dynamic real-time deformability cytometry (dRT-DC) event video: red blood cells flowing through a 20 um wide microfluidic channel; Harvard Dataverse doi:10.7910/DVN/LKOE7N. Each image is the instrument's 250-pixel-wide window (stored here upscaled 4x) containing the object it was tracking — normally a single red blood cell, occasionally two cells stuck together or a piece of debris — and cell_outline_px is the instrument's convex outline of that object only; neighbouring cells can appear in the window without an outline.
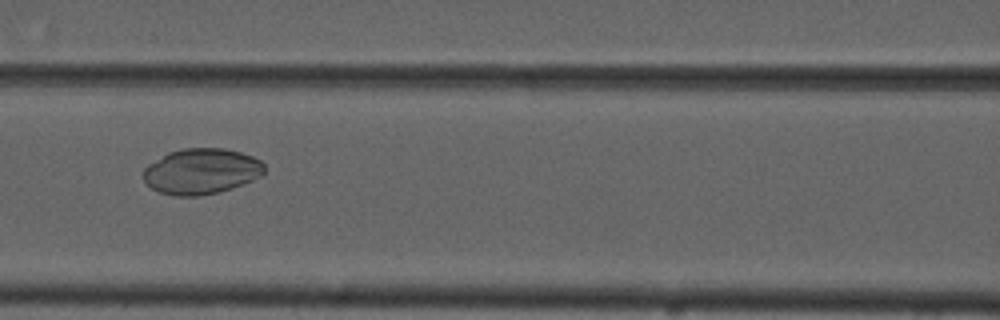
{"species": "common noctule bat (a hibernating species)", "species_latin": "Nyctalus noctula", "temperature_condition": "cold", "stored_images_in_passage": 6, "camera_frame_rate_fps": 3000, "um_per_image_px": 0.085, "animal": {"sex": "male", "forearm_length_mm": 52.5}, "frame": {"image": 1, "passage_image": 4, "time_ms": 3.667, "image_size_px": [1000, 320], "cell_outline_px": [[264, 176], [244, 184], [216, 192], [196, 196], [176, 196], [160, 192], [152, 188], [144, 180], [144, 168], [148, 164], [168, 152], [184, 148], [224, 148], [240, 152], [252, 156], [260, 160], [264, 164]], "centroid_in_image_um": [17.14, 14.55], "position_along_channel_um": 149.5, "area_um2": 32.19}}
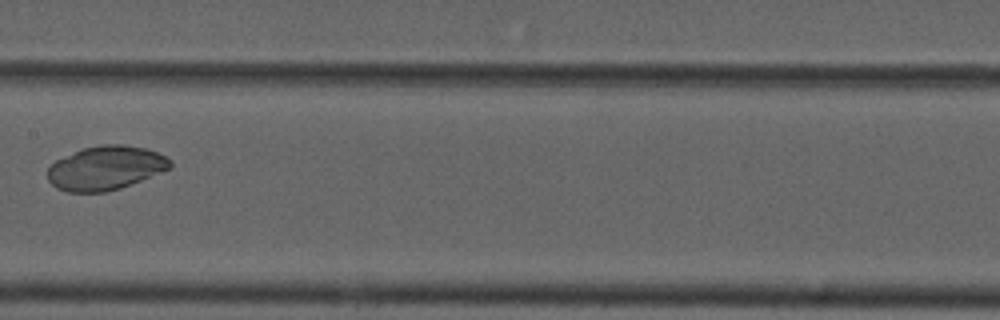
{"frame": {"image": 2, "passage_image": 5, "time_ms": 5.0, "image_size_px": [1000, 320], "cell_outline_px": [[172, 168], [120, 188], [104, 192], [68, 192], [56, 188], [48, 180], [48, 168], [56, 160], [84, 148], [100, 144], [124, 144], [148, 148], [172, 160]], "centroid_in_image_um": [9.0, 14.27], "position_along_channel_um": 198.4, "area_um2": 31.39}}
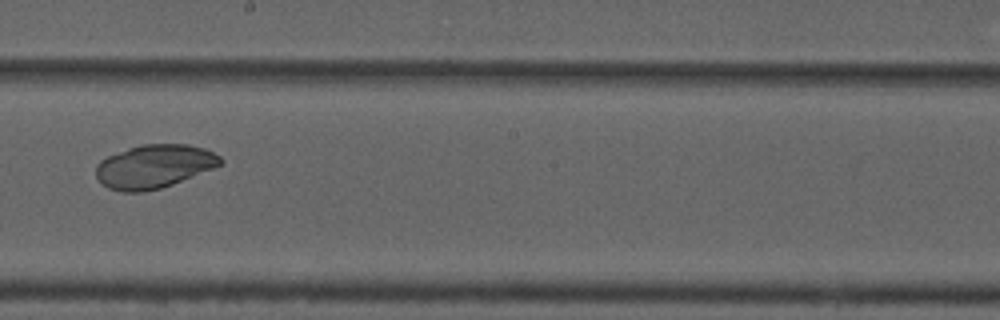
{"frame": {"image": 3, "passage_image": 6, "time_ms": 6.0, "image_size_px": [1000, 320], "cell_outline_px": [[224, 160], [220, 164], [212, 168], [172, 184], [160, 188], [144, 192], [124, 192], [108, 188], [100, 184], [96, 176], [96, 164], [100, 160], [108, 156], [128, 148], [140, 144], [188, 144], [204, 148], [220, 156]], "centroid_in_image_um": [13.05, 14.14], "position_along_channel_um": 235.1, "area_um2": 31.5}}